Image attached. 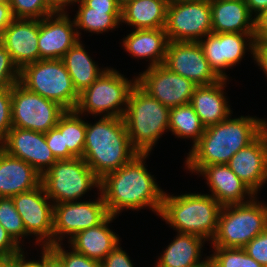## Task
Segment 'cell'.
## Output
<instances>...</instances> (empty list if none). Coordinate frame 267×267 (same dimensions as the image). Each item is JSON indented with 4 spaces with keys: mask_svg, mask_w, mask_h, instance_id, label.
Listing matches in <instances>:
<instances>
[{
    "mask_svg": "<svg viewBox=\"0 0 267 267\" xmlns=\"http://www.w3.org/2000/svg\"><path fill=\"white\" fill-rule=\"evenodd\" d=\"M150 153H139L118 170L100 179V192L109 215L148 207L159 216L165 191L146 167ZM118 215V216H117Z\"/></svg>",
    "mask_w": 267,
    "mask_h": 267,
    "instance_id": "1",
    "label": "cell"
},
{
    "mask_svg": "<svg viewBox=\"0 0 267 267\" xmlns=\"http://www.w3.org/2000/svg\"><path fill=\"white\" fill-rule=\"evenodd\" d=\"M231 117L205 127L203 135L185 158V169L195 174L205 166L227 164L236 152L247 147L267 128L265 118Z\"/></svg>",
    "mask_w": 267,
    "mask_h": 267,
    "instance_id": "2",
    "label": "cell"
},
{
    "mask_svg": "<svg viewBox=\"0 0 267 267\" xmlns=\"http://www.w3.org/2000/svg\"><path fill=\"white\" fill-rule=\"evenodd\" d=\"M138 154L122 117L102 116L94 124L86 121L82 158L99 179L129 163Z\"/></svg>",
    "mask_w": 267,
    "mask_h": 267,
    "instance_id": "3",
    "label": "cell"
},
{
    "mask_svg": "<svg viewBox=\"0 0 267 267\" xmlns=\"http://www.w3.org/2000/svg\"><path fill=\"white\" fill-rule=\"evenodd\" d=\"M222 205L211 195L165 192L159 217L177 233L193 234L212 242L218 229Z\"/></svg>",
    "mask_w": 267,
    "mask_h": 267,
    "instance_id": "4",
    "label": "cell"
},
{
    "mask_svg": "<svg viewBox=\"0 0 267 267\" xmlns=\"http://www.w3.org/2000/svg\"><path fill=\"white\" fill-rule=\"evenodd\" d=\"M170 108L149 95L138 83L132 89L123 117L132 146L139 153H150L169 131Z\"/></svg>",
    "mask_w": 267,
    "mask_h": 267,
    "instance_id": "5",
    "label": "cell"
},
{
    "mask_svg": "<svg viewBox=\"0 0 267 267\" xmlns=\"http://www.w3.org/2000/svg\"><path fill=\"white\" fill-rule=\"evenodd\" d=\"M256 196L245 203L222 206L212 246L243 248L267 229V204Z\"/></svg>",
    "mask_w": 267,
    "mask_h": 267,
    "instance_id": "6",
    "label": "cell"
},
{
    "mask_svg": "<svg viewBox=\"0 0 267 267\" xmlns=\"http://www.w3.org/2000/svg\"><path fill=\"white\" fill-rule=\"evenodd\" d=\"M137 76L128 80L117 69L108 67L100 77L79 94L75 111L83 116L124 117ZM85 114V115H84Z\"/></svg>",
    "mask_w": 267,
    "mask_h": 267,
    "instance_id": "7",
    "label": "cell"
},
{
    "mask_svg": "<svg viewBox=\"0 0 267 267\" xmlns=\"http://www.w3.org/2000/svg\"><path fill=\"white\" fill-rule=\"evenodd\" d=\"M19 83L31 92L75 110L79 93L61 59H41L23 66Z\"/></svg>",
    "mask_w": 267,
    "mask_h": 267,
    "instance_id": "8",
    "label": "cell"
},
{
    "mask_svg": "<svg viewBox=\"0 0 267 267\" xmlns=\"http://www.w3.org/2000/svg\"><path fill=\"white\" fill-rule=\"evenodd\" d=\"M41 184L54 204L79 201L92 188L100 190V179L77 157L57 160L41 176Z\"/></svg>",
    "mask_w": 267,
    "mask_h": 267,
    "instance_id": "9",
    "label": "cell"
},
{
    "mask_svg": "<svg viewBox=\"0 0 267 267\" xmlns=\"http://www.w3.org/2000/svg\"><path fill=\"white\" fill-rule=\"evenodd\" d=\"M67 110L59 103L31 92L19 82L11 87L12 127L46 133Z\"/></svg>",
    "mask_w": 267,
    "mask_h": 267,
    "instance_id": "10",
    "label": "cell"
},
{
    "mask_svg": "<svg viewBox=\"0 0 267 267\" xmlns=\"http://www.w3.org/2000/svg\"><path fill=\"white\" fill-rule=\"evenodd\" d=\"M98 192L96 200L54 204L52 245L63 243L65 237L69 241L78 232L98 226L109 216L103 196L100 190Z\"/></svg>",
    "mask_w": 267,
    "mask_h": 267,
    "instance_id": "11",
    "label": "cell"
},
{
    "mask_svg": "<svg viewBox=\"0 0 267 267\" xmlns=\"http://www.w3.org/2000/svg\"><path fill=\"white\" fill-rule=\"evenodd\" d=\"M165 31L169 41L199 42L213 33L210 1H169Z\"/></svg>",
    "mask_w": 267,
    "mask_h": 267,
    "instance_id": "12",
    "label": "cell"
},
{
    "mask_svg": "<svg viewBox=\"0 0 267 267\" xmlns=\"http://www.w3.org/2000/svg\"><path fill=\"white\" fill-rule=\"evenodd\" d=\"M12 199L29 237H34L38 246L52 245L54 203L46 195L43 185L17 194Z\"/></svg>",
    "mask_w": 267,
    "mask_h": 267,
    "instance_id": "13",
    "label": "cell"
},
{
    "mask_svg": "<svg viewBox=\"0 0 267 267\" xmlns=\"http://www.w3.org/2000/svg\"><path fill=\"white\" fill-rule=\"evenodd\" d=\"M199 44L210 68L220 79L229 80L225 70L240 64L247 51L254 57V33H210Z\"/></svg>",
    "mask_w": 267,
    "mask_h": 267,
    "instance_id": "14",
    "label": "cell"
},
{
    "mask_svg": "<svg viewBox=\"0 0 267 267\" xmlns=\"http://www.w3.org/2000/svg\"><path fill=\"white\" fill-rule=\"evenodd\" d=\"M137 83L161 104L172 108L188 104L197 85L187 78L156 65L139 72Z\"/></svg>",
    "mask_w": 267,
    "mask_h": 267,
    "instance_id": "15",
    "label": "cell"
},
{
    "mask_svg": "<svg viewBox=\"0 0 267 267\" xmlns=\"http://www.w3.org/2000/svg\"><path fill=\"white\" fill-rule=\"evenodd\" d=\"M163 65L197 86L214 84L220 80L210 68L199 42L169 41Z\"/></svg>",
    "mask_w": 267,
    "mask_h": 267,
    "instance_id": "16",
    "label": "cell"
},
{
    "mask_svg": "<svg viewBox=\"0 0 267 267\" xmlns=\"http://www.w3.org/2000/svg\"><path fill=\"white\" fill-rule=\"evenodd\" d=\"M1 148L9 155L22 159L41 176L57 161L45 140V133L12 127Z\"/></svg>",
    "mask_w": 267,
    "mask_h": 267,
    "instance_id": "17",
    "label": "cell"
},
{
    "mask_svg": "<svg viewBox=\"0 0 267 267\" xmlns=\"http://www.w3.org/2000/svg\"><path fill=\"white\" fill-rule=\"evenodd\" d=\"M80 40L68 13H54L39 20V60L62 59Z\"/></svg>",
    "mask_w": 267,
    "mask_h": 267,
    "instance_id": "18",
    "label": "cell"
},
{
    "mask_svg": "<svg viewBox=\"0 0 267 267\" xmlns=\"http://www.w3.org/2000/svg\"><path fill=\"white\" fill-rule=\"evenodd\" d=\"M227 165L257 195L267 183V128L236 152Z\"/></svg>",
    "mask_w": 267,
    "mask_h": 267,
    "instance_id": "19",
    "label": "cell"
},
{
    "mask_svg": "<svg viewBox=\"0 0 267 267\" xmlns=\"http://www.w3.org/2000/svg\"><path fill=\"white\" fill-rule=\"evenodd\" d=\"M39 19L15 18L1 34L0 42L20 70L39 60Z\"/></svg>",
    "mask_w": 267,
    "mask_h": 267,
    "instance_id": "20",
    "label": "cell"
},
{
    "mask_svg": "<svg viewBox=\"0 0 267 267\" xmlns=\"http://www.w3.org/2000/svg\"><path fill=\"white\" fill-rule=\"evenodd\" d=\"M196 174L199 177H205L211 192L209 195L213 196L222 206L245 203L256 195L227 164L205 166Z\"/></svg>",
    "mask_w": 267,
    "mask_h": 267,
    "instance_id": "21",
    "label": "cell"
},
{
    "mask_svg": "<svg viewBox=\"0 0 267 267\" xmlns=\"http://www.w3.org/2000/svg\"><path fill=\"white\" fill-rule=\"evenodd\" d=\"M228 81L220 79L214 84L196 87L189 103L205 127L218 124L233 114L224 92Z\"/></svg>",
    "mask_w": 267,
    "mask_h": 267,
    "instance_id": "22",
    "label": "cell"
},
{
    "mask_svg": "<svg viewBox=\"0 0 267 267\" xmlns=\"http://www.w3.org/2000/svg\"><path fill=\"white\" fill-rule=\"evenodd\" d=\"M41 184V175L22 159L0 147V197H13Z\"/></svg>",
    "mask_w": 267,
    "mask_h": 267,
    "instance_id": "23",
    "label": "cell"
},
{
    "mask_svg": "<svg viewBox=\"0 0 267 267\" xmlns=\"http://www.w3.org/2000/svg\"><path fill=\"white\" fill-rule=\"evenodd\" d=\"M213 33H255L245 0H210Z\"/></svg>",
    "mask_w": 267,
    "mask_h": 267,
    "instance_id": "24",
    "label": "cell"
},
{
    "mask_svg": "<svg viewBox=\"0 0 267 267\" xmlns=\"http://www.w3.org/2000/svg\"><path fill=\"white\" fill-rule=\"evenodd\" d=\"M132 30L122 39L124 51L137 60L147 59V68L162 65L169 42L165 28Z\"/></svg>",
    "mask_w": 267,
    "mask_h": 267,
    "instance_id": "25",
    "label": "cell"
},
{
    "mask_svg": "<svg viewBox=\"0 0 267 267\" xmlns=\"http://www.w3.org/2000/svg\"><path fill=\"white\" fill-rule=\"evenodd\" d=\"M116 218L109 215L98 226L78 232L68 241L70 244L68 248L71 247L88 258L102 262L121 241L120 236L109 228V224Z\"/></svg>",
    "mask_w": 267,
    "mask_h": 267,
    "instance_id": "26",
    "label": "cell"
},
{
    "mask_svg": "<svg viewBox=\"0 0 267 267\" xmlns=\"http://www.w3.org/2000/svg\"><path fill=\"white\" fill-rule=\"evenodd\" d=\"M160 256L154 267H193L205 261L202 247L206 240L193 234L177 233Z\"/></svg>",
    "mask_w": 267,
    "mask_h": 267,
    "instance_id": "27",
    "label": "cell"
},
{
    "mask_svg": "<svg viewBox=\"0 0 267 267\" xmlns=\"http://www.w3.org/2000/svg\"><path fill=\"white\" fill-rule=\"evenodd\" d=\"M169 0H132L121 8V24L133 29L165 28Z\"/></svg>",
    "mask_w": 267,
    "mask_h": 267,
    "instance_id": "28",
    "label": "cell"
},
{
    "mask_svg": "<svg viewBox=\"0 0 267 267\" xmlns=\"http://www.w3.org/2000/svg\"><path fill=\"white\" fill-rule=\"evenodd\" d=\"M61 60L79 94L96 81L108 68H99V65L88 54L81 40L71 47Z\"/></svg>",
    "mask_w": 267,
    "mask_h": 267,
    "instance_id": "29",
    "label": "cell"
},
{
    "mask_svg": "<svg viewBox=\"0 0 267 267\" xmlns=\"http://www.w3.org/2000/svg\"><path fill=\"white\" fill-rule=\"evenodd\" d=\"M74 22L79 38L81 30L101 34L118 28L121 24V10H94L87 7L81 0L77 3Z\"/></svg>",
    "mask_w": 267,
    "mask_h": 267,
    "instance_id": "30",
    "label": "cell"
},
{
    "mask_svg": "<svg viewBox=\"0 0 267 267\" xmlns=\"http://www.w3.org/2000/svg\"><path fill=\"white\" fill-rule=\"evenodd\" d=\"M169 131L172 135L182 139H192V147L199 141L205 131V126L188 103L170 108Z\"/></svg>",
    "mask_w": 267,
    "mask_h": 267,
    "instance_id": "31",
    "label": "cell"
},
{
    "mask_svg": "<svg viewBox=\"0 0 267 267\" xmlns=\"http://www.w3.org/2000/svg\"><path fill=\"white\" fill-rule=\"evenodd\" d=\"M83 117L75 110H67L56 125L63 135L64 148L77 158L83 157L85 145L86 121Z\"/></svg>",
    "mask_w": 267,
    "mask_h": 267,
    "instance_id": "32",
    "label": "cell"
},
{
    "mask_svg": "<svg viewBox=\"0 0 267 267\" xmlns=\"http://www.w3.org/2000/svg\"><path fill=\"white\" fill-rule=\"evenodd\" d=\"M209 259L211 267H263L251 258L243 248L212 246Z\"/></svg>",
    "mask_w": 267,
    "mask_h": 267,
    "instance_id": "33",
    "label": "cell"
},
{
    "mask_svg": "<svg viewBox=\"0 0 267 267\" xmlns=\"http://www.w3.org/2000/svg\"><path fill=\"white\" fill-rule=\"evenodd\" d=\"M0 223L21 247L25 246L23 239L28 238L29 235L26 233L12 197H0Z\"/></svg>",
    "mask_w": 267,
    "mask_h": 267,
    "instance_id": "34",
    "label": "cell"
},
{
    "mask_svg": "<svg viewBox=\"0 0 267 267\" xmlns=\"http://www.w3.org/2000/svg\"><path fill=\"white\" fill-rule=\"evenodd\" d=\"M10 6L15 18L40 20L54 14L48 0H12Z\"/></svg>",
    "mask_w": 267,
    "mask_h": 267,
    "instance_id": "35",
    "label": "cell"
},
{
    "mask_svg": "<svg viewBox=\"0 0 267 267\" xmlns=\"http://www.w3.org/2000/svg\"><path fill=\"white\" fill-rule=\"evenodd\" d=\"M63 243L53 244L48 248L61 260L64 267H101V262L95 259L88 258L82 253L70 248L71 251L63 248Z\"/></svg>",
    "mask_w": 267,
    "mask_h": 267,
    "instance_id": "36",
    "label": "cell"
},
{
    "mask_svg": "<svg viewBox=\"0 0 267 267\" xmlns=\"http://www.w3.org/2000/svg\"><path fill=\"white\" fill-rule=\"evenodd\" d=\"M19 69L13 63L9 52L0 42V88H10L19 82Z\"/></svg>",
    "mask_w": 267,
    "mask_h": 267,
    "instance_id": "37",
    "label": "cell"
},
{
    "mask_svg": "<svg viewBox=\"0 0 267 267\" xmlns=\"http://www.w3.org/2000/svg\"><path fill=\"white\" fill-rule=\"evenodd\" d=\"M12 128L11 87L0 88V140L3 141Z\"/></svg>",
    "mask_w": 267,
    "mask_h": 267,
    "instance_id": "38",
    "label": "cell"
},
{
    "mask_svg": "<svg viewBox=\"0 0 267 267\" xmlns=\"http://www.w3.org/2000/svg\"><path fill=\"white\" fill-rule=\"evenodd\" d=\"M243 249L251 258L267 267V229L253 238Z\"/></svg>",
    "mask_w": 267,
    "mask_h": 267,
    "instance_id": "39",
    "label": "cell"
},
{
    "mask_svg": "<svg viewBox=\"0 0 267 267\" xmlns=\"http://www.w3.org/2000/svg\"><path fill=\"white\" fill-rule=\"evenodd\" d=\"M45 140L57 160L75 157L68 148H64L63 135L57 127L51 128L45 133Z\"/></svg>",
    "mask_w": 267,
    "mask_h": 267,
    "instance_id": "40",
    "label": "cell"
},
{
    "mask_svg": "<svg viewBox=\"0 0 267 267\" xmlns=\"http://www.w3.org/2000/svg\"><path fill=\"white\" fill-rule=\"evenodd\" d=\"M26 248H22L0 223V259H13L22 254Z\"/></svg>",
    "mask_w": 267,
    "mask_h": 267,
    "instance_id": "41",
    "label": "cell"
},
{
    "mask_svg": "<svg viewBox=\"0 0 267 267\" xmlns=\"http://www.w3.org/2000/svg\"><path fill=\"white\" fill-rule=\"evenodd\" d=\"M132 262L128 253L119 243L101 262V267H134Z\"/></svg>",
    "mask_w": 267,
    "mask_h": 267,
    "instance_id": "42",
    "label": "cell"
},
{
    "mask_svg": "<svg viewBox=\"0 0 267 267\" xmlns=\"http://www.w3.org/2000/svg\"><path fill=\"white\" fill-rule=\"evenodd\" d=\"M255 44H267V11L255 18Z\"/></svg>",
    "mask_w": 267,
    "mask_h": 267,
    "instance_id": "43",
    "label": "cell"
},
{
    "mask_svg": "<svg viewBox=\"0 0 267 267\" xmlns=\"http://www.w3.org/2000/svg\"><path fill=\"white\" fill-rule=\"evenodd\" d=\"M87 7L94 10H121L118 0H81Z\"/></svg>",
    "mask_w": 267,
    "mask_h": 267,
    "instance_id": "44",
    "label": "cell"
},
{
    "mask_svg": "<svg viewBox=\"0 0 267 267\" xmlns=\"http://www.w3.org/2000/svg\"><path fill=\"white\" fill-rule=\"evenodd\" d=\"M254 63L263 70L267 79V44H255L254 46Z\"/></svg>",
    "mask_w": 267,
    "mask_h": 267,
    "instance_id": "45",
    "label": "cell"
},
{
    "mask_svg": "<svg viewBox=\"0 0 267 267\" xmlns=\"http://www.w3.org/2000/svg\"><path fill=\"white\" fill-rule=\"evenodd\" d=\"M41 267H64L61 260L48 248L40 247Z\"/></svg>",
    "mask_w": 267,
    "mask_h": 267,
    "instance_id": "46",
    "label": "cell"
},
{
    "mask_svg": "<svg viewBox=\"0 0 267 267\" xmlns=\"http://www.w3.org/2000/svg\"><path fill=\"white\" fill-rule=\"evenodd\" d=\"M14 19L11 6L0 3V35Z\"/></svg>",
    "mask_w": 267,
    "mask_h": 267,
    "instance_id": "47",
    "label": "cell"
},
{
    "mask_svg": "<svg viewBox=\"0 0 267 267\" xmlns=\"http://www.w3.org/2000/svg\"><path fill=\"white\" fill-rule=\"evenodd\" d=\"M80 0H48L49 8L54 13H67L66 7L78 3Z\"/></svg>",
    "mask_w": 267,
    "mask_h": 267,
    "instance_id": "48",
    "label": "cell"
},
{
    "mask_svg": "<svg viewBox=\"0 0 267 267\" xmlns=\"http://www.w3.org/2000/svg\"><path fill=\"white\" fill-rule=\"evenodd\" d=\"M245 3L254 18L267 11V0H245Z\"/></svg>",
    "mask_w": 267,
    "mask_h": 267,
    "instance_id": "49",
    "label": "cell"
},
{
    "mask_svg": "<svg viewBox=\"0 0 267 267\" xmlns=\"http://www.w3.org/2000/svg\"><path fill=\"white\" fill-rule=\"evenodd\" d=\"M26 253V254H25ZM23 252L19 256L14 257L11 259L15 264L16 267H41V261L39 260H31V259H26L27 256V251Z\"/></svg>",
    "mask_w": 267,
    "mask_h": 267,
    "instance_id": "50",
    "label": "cell"
},
{
    "mask_svg": "<svg viewBox=\"0 0 267 267\" xmlns=\"http://www.w3.org/2000/svg\"><path fill=\"white\" fill-rule=\"evenodd\" d=\"M0 267H16L11 259H0Z\"/></svg>",
    "mask_w": 267,
    "mask_h": 267,
    "instance_id": "51",
    "label": "cell"
},
{
    "mask_svg": "<svg viewBox=\"0 0 267 267\" xmlns=\"http://www.w3.org/2000/svg\"><path fill=\"white\" fill-rule=\"evenodd\" d=\"M193 267H211V262L208 256L205 257V261L201 264H197Z\"/></svg>",
    "mask_w": 267,
    "mask_h": 267,
    "instance_id": "52",
    "label": "cell"
},
{
    "mask_svg": "<svg viewBox=\"0 0 267 267\" xmlns=\"http://www.w3.org/2000/svg\"><path fill=\"white\" fill-rule=\"evenodd\" d=\"M169 1H176V2H189V1H210V0H169Z\"/></svg>",
    "mask_w": 267,
    "mask_h": 267,
    "instance_id": "53",
    "label": "cell"
},
{
    "mask_svg": "<svg viewBox=\"0 0 267 267\" xmlns=\"http://www.w3.org/2000/svg\"><path fill=\"white\" fill-rule=\"evenodd\" d=\"M130 1H132V0H118V2H119V4H120L121 7H122L124 4H126V3L130 2Z\"/></svg>",
    "mask_w": 267,
    "mask_h": 267,
    "instance_id": "54",
    "label": "cell"
},
{
    "mask_svg": "<svg viewBox=\"0 0 267 267\" xmlns=\"http://www.w3.org/2000/svg\"><path fill=\"white\" fill-rule=\"evenodd\" d=\"M12 0H0V3L6 4V5H10Z\"/></svg>",
    "mask_w": 267,
    "mask_h": 267,
    "instance_id": "55",
    "label": "cell"
}]
</instances>
